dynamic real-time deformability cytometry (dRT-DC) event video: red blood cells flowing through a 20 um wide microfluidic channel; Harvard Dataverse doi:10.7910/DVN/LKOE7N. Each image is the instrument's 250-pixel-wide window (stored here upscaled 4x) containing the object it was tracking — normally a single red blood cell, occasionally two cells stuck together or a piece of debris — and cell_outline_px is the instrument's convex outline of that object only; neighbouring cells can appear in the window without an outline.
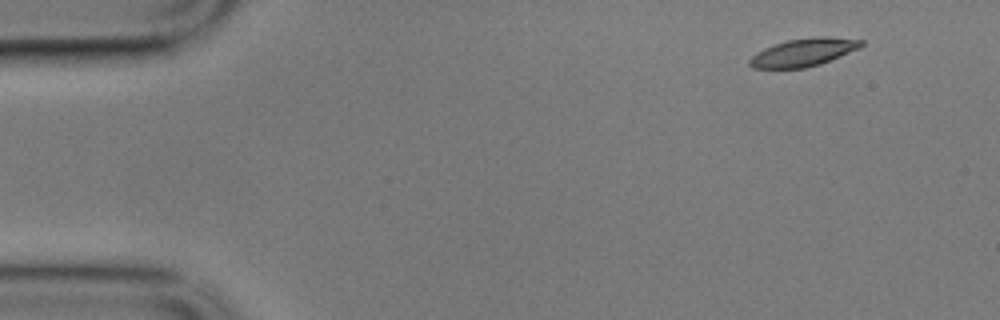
{"species": "common noctule bat (a hibernating species)", "species_latin": "Nyctalus noctula", "temperature_condition": "cold", "stored_images_in_passage": 2, "camera_frame_rate_fps": 3000, "um_per_image_px": 0.085, "animal": {"sex": "male", "body_mass_g": 17.9}, "frame": {"image": 1, "passage_image": 2, "time_ms": 0.333, "image_size_px": [1000, 320], "cell_outline_px": [[864, 44], [860, 48], [820, 64], [804, 68], [752, 68], [748, 64], [748, 60], [756, 52], [764, 48], [788, 40], [816, 36], [828, 36], [864, 40]], "centroid_in_image_um": [68.31, 4.44], "position_along_channel_um": 16.7, "area_um2": 18.15}}